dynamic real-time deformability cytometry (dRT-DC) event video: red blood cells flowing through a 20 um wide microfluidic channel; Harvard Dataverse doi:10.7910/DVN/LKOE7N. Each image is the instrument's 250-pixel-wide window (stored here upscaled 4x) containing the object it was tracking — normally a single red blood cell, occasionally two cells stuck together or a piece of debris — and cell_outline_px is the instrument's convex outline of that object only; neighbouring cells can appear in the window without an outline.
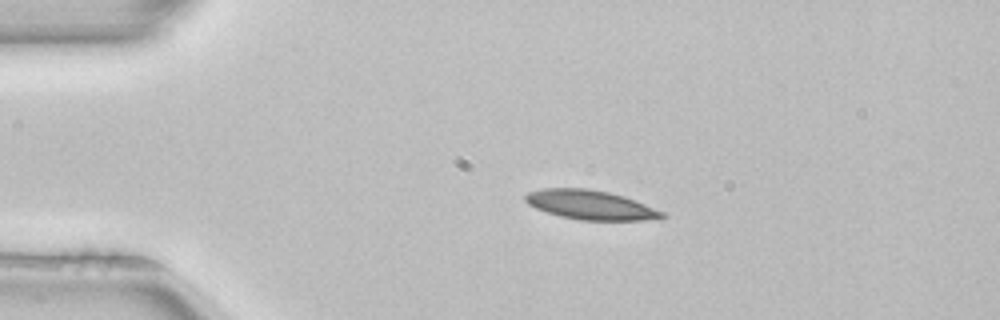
{"species": "common noctule bat (a hibernating species)", "species_latin": "Nyctalus noctula", "temperature_condition": "room temperature", "stored_images_in_passage": 3, "camera_frame_rate_fps": 3000, "um_per_image_px": 0.085, "animal": {"sex": "female", "body_mass_g": 22.7, "forearm_length_mm": 54.2}, "frame": {"image": 1, "passage_image": 2, "time_ms": 0.333, "image_size_px": [1000, 320], "cell_outline_px": [[668, 216], [660, 220], [580, 220], [560, 216], [536, 208], [528, 204], [524, 200], [524, 196], [528, 192], [544, 188], [588, 188], [608, 192], [624, 196], [664, 212]], "centroid_in_image_um": [50.22, 17.42], "position_along_channel_um": 34.8, "area_um2": 23.41}}